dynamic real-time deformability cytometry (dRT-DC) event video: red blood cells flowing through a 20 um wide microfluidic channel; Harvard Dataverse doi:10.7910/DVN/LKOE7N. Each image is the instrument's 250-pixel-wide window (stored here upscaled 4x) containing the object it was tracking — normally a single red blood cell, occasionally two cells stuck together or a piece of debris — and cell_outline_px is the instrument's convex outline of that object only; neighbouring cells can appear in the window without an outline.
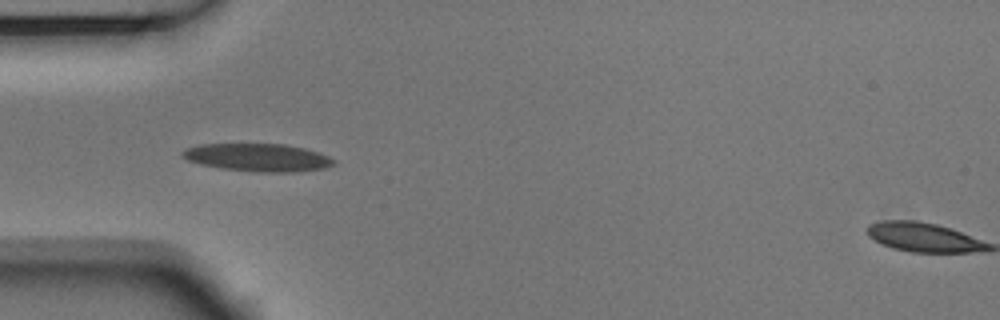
{"species": "Egyptian fruit bat (a non-hibernating species)", "species_latin": "Rousettus aegyptiacus", "temperature_condition": "room temperature", "stored_images_in_passage": 3, "camera_frame_rate_fps": 3000, "um_per_image_px": 0.085, "animal": {"sex": "male"}, "frame": {"image": 1, "passage_image": 3, "time_ms": 0.667, "image_size_px": [1000, 320], "cell_outline_px": [[336, 164], [324, 168], [296, 172], [260, 172], [220, 168], [200, 164], [188, 160], [180, 156], [180, 152], [188, 148], [200, 144], [284, 144], [304, 148], [328, 156], [336, 160]], "centroid_in_image_um": [21.91, 13.39], "position_along_channel_um": 63.1, "area_um2": 24.51}}